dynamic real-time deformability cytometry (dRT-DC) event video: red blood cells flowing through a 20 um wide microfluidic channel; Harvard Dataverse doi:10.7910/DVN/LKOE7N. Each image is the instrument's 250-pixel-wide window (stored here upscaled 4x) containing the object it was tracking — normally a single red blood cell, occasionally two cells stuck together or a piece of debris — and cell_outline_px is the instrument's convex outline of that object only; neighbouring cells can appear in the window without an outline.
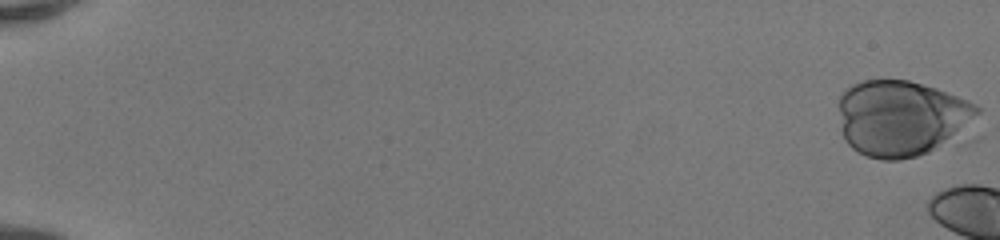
{"species": "human", "species_latin": "Homo sapiens", "temperature_condition": "room temperature", "stored_images_in_passage": 8, "camera_frame_rate_fps": 3000, "um_per_image_px": 0.085, "donor": {"sex": "female"}, "frame": {"image": 1, "passage_image": 1, "time_ms": 0.0, "image_size_px": [1000, 240], "cell_outline_px": [[980, 112], [956, 136], [928, 152], [916, 156], [900, 160], [880, 160], [868, 156], [852, 148], [844, 140], [840, 128], [840, 96], [852, 84], [864, 80], [908, 80], [936, 88], [968, 100], [976, 104], [980, 108]], "centroid_in_image_um": [76.59, 10.03], "position_along_channel_um": 8.4, "area_um2": 60.81}}